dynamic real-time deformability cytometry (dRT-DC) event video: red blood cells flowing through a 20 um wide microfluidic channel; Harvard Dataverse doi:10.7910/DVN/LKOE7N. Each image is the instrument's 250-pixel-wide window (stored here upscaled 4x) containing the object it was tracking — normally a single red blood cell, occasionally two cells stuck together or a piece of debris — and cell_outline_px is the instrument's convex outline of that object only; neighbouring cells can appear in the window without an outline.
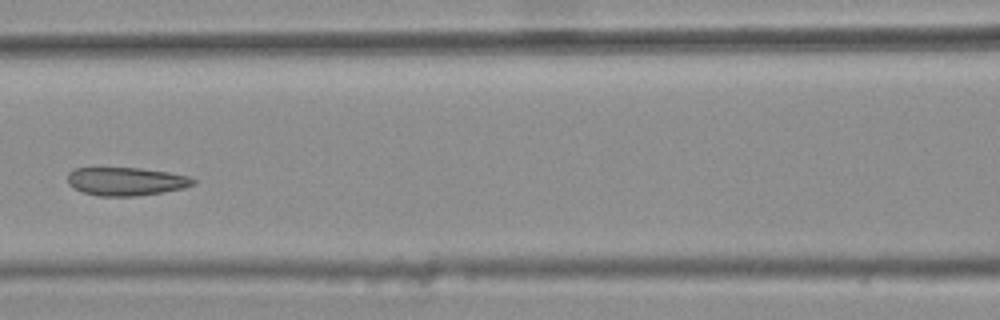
{"species": "common noctule bat (a hibernating species)", "species_latin": "Nyctalus noctula", "temperature_condition": "warm", "stored_images_in_passage": 7, "camera_frame_rate_fps": 3000, "um_per_image_px": 0.085, "animal": {"sex": "female", "body_mass_g": 25.1}, "frame": {"image": 1, "passage_image": 6, "time_ms": 1.667, "image_size_px": [1000, 320], "cell_outline_px": [[196, 184], [184, 188], [136, 196], [100, 196], [84, 192], [68, 184], [68, 172], [72, 168], [140, 168], [168, 172], [188, 176], [196, 180]], "centroid_in_image_um": [10.72, 15.41], "position_along_channel_um": 155.9, "area_um2": 20.58}}
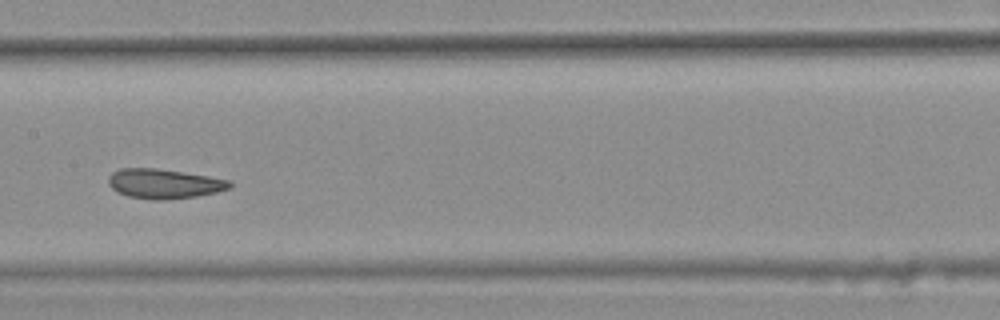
{"frame": {"image": 2, "passage_image": 7, "time_ms": 2.0, "image_size_px": [1000, 320], "cell_outline_px": [[232, 188], [216, 192], [196, 196], [164, 200], [152, 200], [128, 196], [116, 192], [108, 184], [108, 176], [112, 172], [120, 168], [156, 168], [208, 176], [232, 180]], "centroid_in_image_um": [13.94, 15.61], "position_along_channel_um": 193.5, "area_um2": 21.1}}